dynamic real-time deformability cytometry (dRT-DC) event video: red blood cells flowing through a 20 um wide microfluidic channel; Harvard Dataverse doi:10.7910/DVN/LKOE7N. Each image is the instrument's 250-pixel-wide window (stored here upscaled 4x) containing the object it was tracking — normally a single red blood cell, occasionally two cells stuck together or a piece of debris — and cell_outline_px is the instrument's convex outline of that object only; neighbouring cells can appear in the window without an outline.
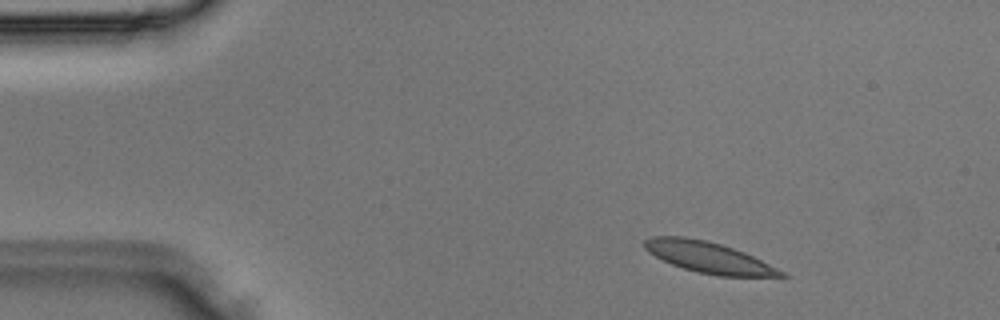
{"species": "Egyptian fruit bat (a non-hibernating species)", "species_latin": "Rousettus aegyptiacus", "temperature_condition": "room temperature", "stored_images_in_passage": 3, "camera_frame_rate_fps": 3000, "um_per_image_px": 0.085, "animal": {"sex": "male"}, "frame": {"image": 1, "passage_image": 2, "time_ms": 0.333, "image_size_px": [1000, 320], "cell_outline_px": [[788, 276], [720, 276], [696, 272], [672, 264], [648, 252], [644, 248], [644, 240], [652, 236], [684, 236], [708, 240], [744, 252], [784, 272]], "centroid_in_image_um": [60.18, 21.86], "position_along_channel_um": 24.8, "area_um2": 24.33}}